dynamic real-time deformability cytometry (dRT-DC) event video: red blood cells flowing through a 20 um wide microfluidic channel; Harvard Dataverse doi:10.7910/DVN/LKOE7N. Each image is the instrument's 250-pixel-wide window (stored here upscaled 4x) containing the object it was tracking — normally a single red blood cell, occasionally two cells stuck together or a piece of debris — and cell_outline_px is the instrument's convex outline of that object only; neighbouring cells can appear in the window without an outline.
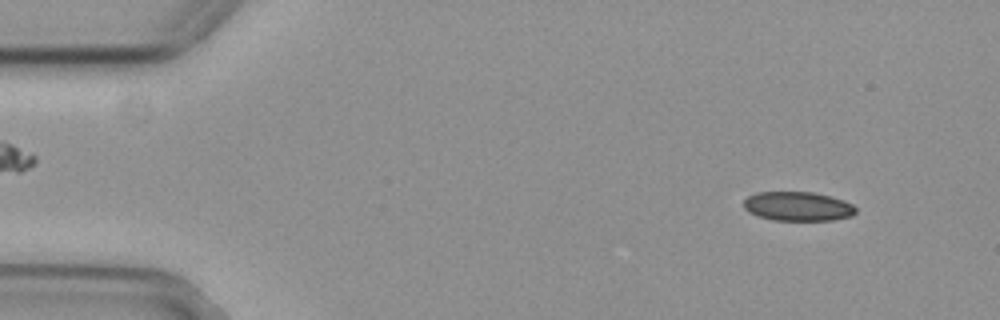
{"species": "common noctule bat (a hibernating species)", "species_latin": "Nyctalus noctula", "temperature_condition": "cold", "stored_images_in_passage": 55, "camera_frame_rate_fps": 3000, "um_per_image_px": 0.085, "animal": {"sex": "female", "body_mass_g": 29.2, "forearm_length_mm": 56.3}, "frame": {"image": 1, "passage_image": 5, "time_ms": 1.333, "image_size_px": [1000, 320], "cell_outline_px": [[856, 212], [852, 216], [832, 220], [772, 220], [756, 216], [748, 212], [744, 208], [744, 200], [748, 196], [756, 192], [812, 192], [844, 200], [852, 204], [856, 208]], "centroid_in_image_um": [67.79, 17.54], "position_along_channel_um": 17.2, "area_um2": 19.13}}
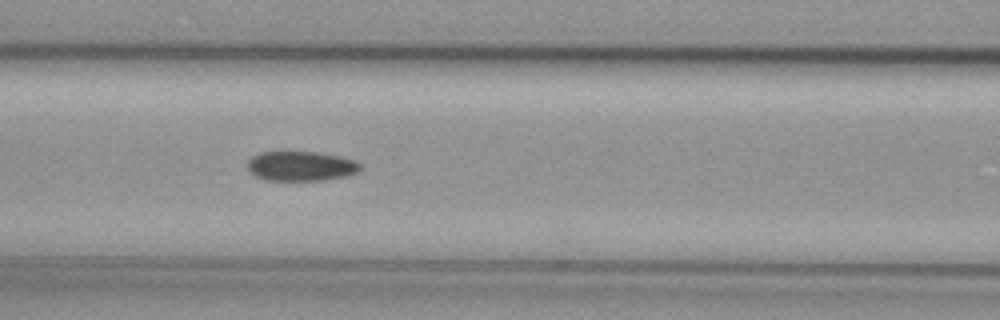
{"frame": {"image": 2, "passage_image": 23, "time_ms": 7.333, "image_size_px": [1000, 320], "cell_outline_px": [[360, 172], [344, 176], [324, 180], [264, 180], [248, 172], [248, 160], [252, 156], [260, 152], [316, 152], [340, 156], [356, 160], [360, 164]], "centroid_in_image_um": [25.57, 14.12], "position_along_channel_um": 141.0, "area_um2": 19.59}}
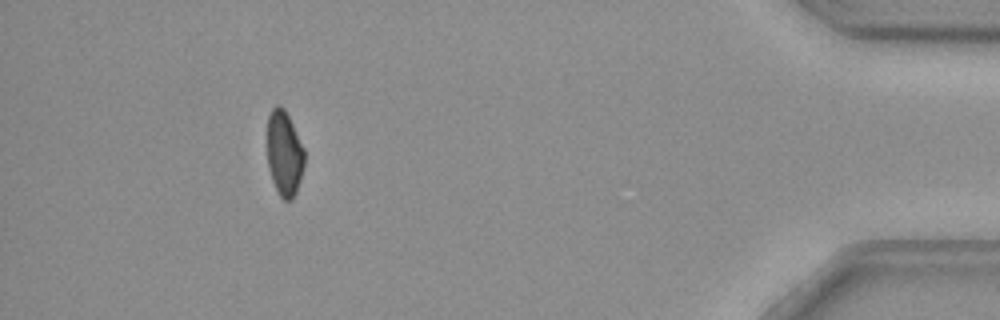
{"frame": {"image": 3, "passage_image": 50, "time_ms": 16.333, "image_size_px": [1000, 320], "cell_outline_px": [[304, 164], [300, 180], [296, 192], [292, 200], [284, 200], [280, 196], [272, 180], [268, 168], [268, 116], [272, 108], [276, 104], [280, 104], [284, 108], [304, 148]], "centroid_in_image_um": [24.16, 13.03], "position_along_channel_um": 411.0, "area_um2": 18.32}}